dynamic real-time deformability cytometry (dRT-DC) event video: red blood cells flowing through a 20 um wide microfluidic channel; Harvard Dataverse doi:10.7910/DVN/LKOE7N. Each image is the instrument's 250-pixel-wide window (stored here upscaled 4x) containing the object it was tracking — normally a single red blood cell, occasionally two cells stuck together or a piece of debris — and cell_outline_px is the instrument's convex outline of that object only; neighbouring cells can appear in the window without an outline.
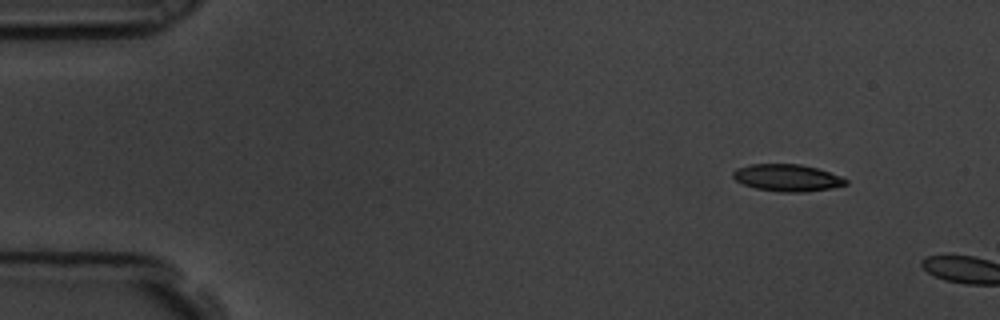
{"species": "common noctule bat (a hibernating species)", "species_latin": "Nyctalus noctula", "temperature_condition": "room temperature", "stored_images_in_passage": 2, "camera_frame_rate_fps": 3000, "um_per_image_px": 0.085, "animal": {"sex": "male", "body_mass_g": 19.5, "forearm_length_mm": 54.6}, "frame": {"image": 1, "passage_image": 1, "time_ms": 0.0, "image_size_px": [1000, 320], "cell_outline_px": [[848, 184], [832, 188], [804, 192], [780, 192], [756, 188], [744, 184], [736, 180], [732, 176], [732, 172], [736, 168], [752, 164], [800, 164], [816, 168], [840, 176], [848, 180]], "centroid_in_image_um": [66.91, 15.11], "position_along_channel_um": 18.1, "area_um2": 17.69}}